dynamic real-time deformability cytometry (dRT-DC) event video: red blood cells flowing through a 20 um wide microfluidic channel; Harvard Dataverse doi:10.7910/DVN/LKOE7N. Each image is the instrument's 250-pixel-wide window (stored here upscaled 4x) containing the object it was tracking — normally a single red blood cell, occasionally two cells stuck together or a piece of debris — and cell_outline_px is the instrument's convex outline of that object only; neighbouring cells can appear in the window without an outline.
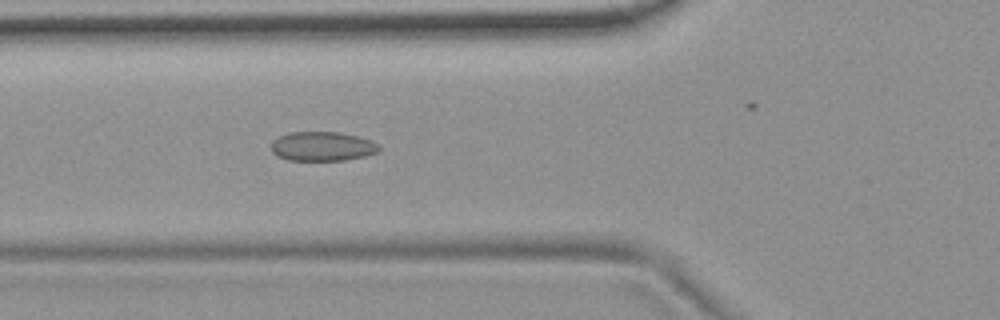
{"species": "common noctule bat (a hibernating species)", "species_latin": "Nyctalus noctula", "temperature_condition": "room temperature", "stored_images_in_passage": 33, "camera_frame_rate_fps": 3000, "um_per_image_px": 0.085, "animal": {"sex": "female", "body_mass_g": 19.9}, "frame": {"image": 1, "passage_image": 9, "time_ms": 2.667, "image_size_px": [1000, 320], "cell_outline_px": [[380, 148], [376, 152], [364, 156], [344, 160], [288, 160], [272, 152], [272, 140], [276, 136], [288, 132], [340, 132], [372, 140], [380, 144]], "centroid_in_image_um": [27.39, 12.42], "position_along_channel_um": 98.4, "area_um2": 18.44}}
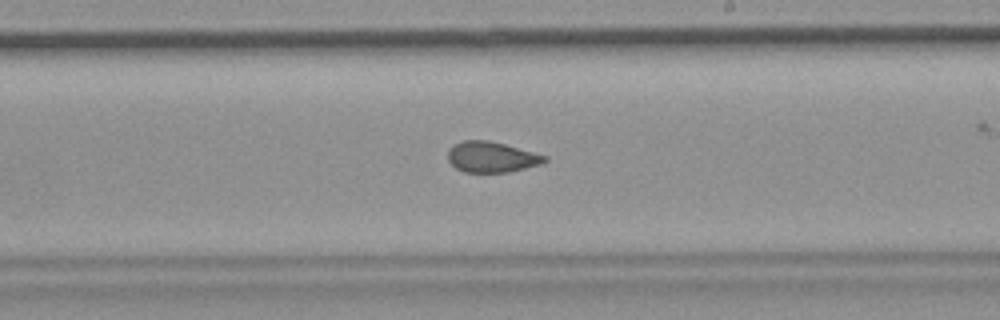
{"frame": {"image": 2, "passage_image": 21, "time_ms": 6.667, "image_size_px": [1000, 320], "cell_outline_px": [[548, 160], [540, 164], [508, 172], [464, 172], [456, 168], [448, 160], [448, 148], [452, 144], [464, 140], [488, 140], [504, 144], [548, 156]], "centroid_in_image_um": [41.75, 13.34], "position_along_channel_um": 247.2, "area_um2": 17.28}}
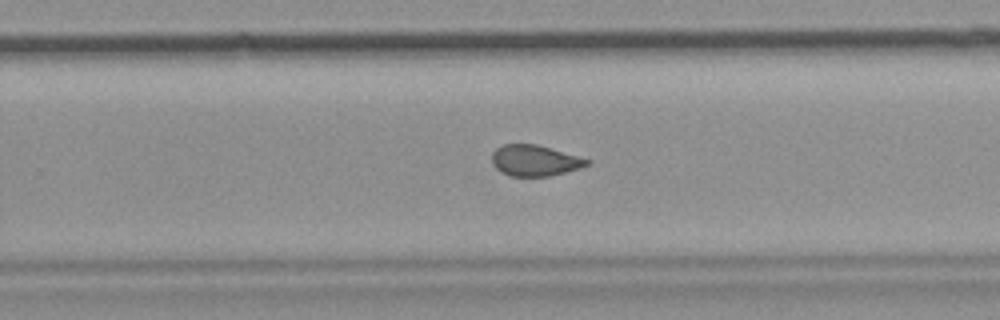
{"frame": {"image": 3, "passage_image": 24, "time_ms": 7.667, "image_size_px": [1000, 320], "cell_outline_px": [[592, 164], [580, 168], [548, 176], [508, 176], [496, 168], [492, 164], [492, 152], [496, 148], [504, 144], [536, 144], [592, 160]], "centroid_in_image_um": [45.46, 13.64], "position_along_channel_um": 284.3, "area_um2": 17.17}}